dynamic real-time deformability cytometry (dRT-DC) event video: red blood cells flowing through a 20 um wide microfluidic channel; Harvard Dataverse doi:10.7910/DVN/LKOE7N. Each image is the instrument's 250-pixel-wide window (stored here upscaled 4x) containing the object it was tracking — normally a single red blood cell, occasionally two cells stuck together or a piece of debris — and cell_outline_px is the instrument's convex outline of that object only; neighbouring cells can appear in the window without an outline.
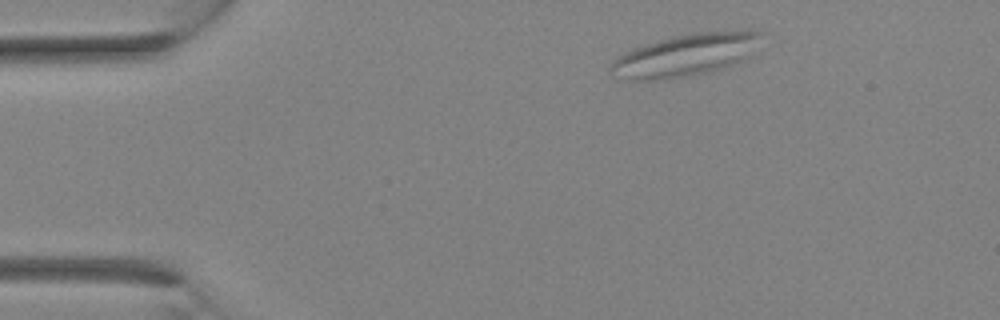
{"species": "Egyptian fruit bat (a non-hibernating species)", "species_latin": "Rousettus aegyptiacus", "temperature_condition": "room temperature", "stored_images_in_passage": 2, "camera_frame_rate_fps": 3000, "um_per_image_px": 0.085, "animal": {"sex": "female"}, "frame": {"image": 1, "passage_image": 1, "time_ms": 0.0, "image_size_px": [1000, 320], "cell_outline_px": [[764, 32], [748, 56], [744, 60], [708, 72], [688, 76], [664, 80], [624, 80], [612, 76], [608, 68], [612, 60], [636, 48], [660, 40], [676, 36], [700, 32], [756, 28]], "centroid_in_image_um": [58.28, 4.68], "position_along_channel_um": 26.7, "area_um2": 37.11}}